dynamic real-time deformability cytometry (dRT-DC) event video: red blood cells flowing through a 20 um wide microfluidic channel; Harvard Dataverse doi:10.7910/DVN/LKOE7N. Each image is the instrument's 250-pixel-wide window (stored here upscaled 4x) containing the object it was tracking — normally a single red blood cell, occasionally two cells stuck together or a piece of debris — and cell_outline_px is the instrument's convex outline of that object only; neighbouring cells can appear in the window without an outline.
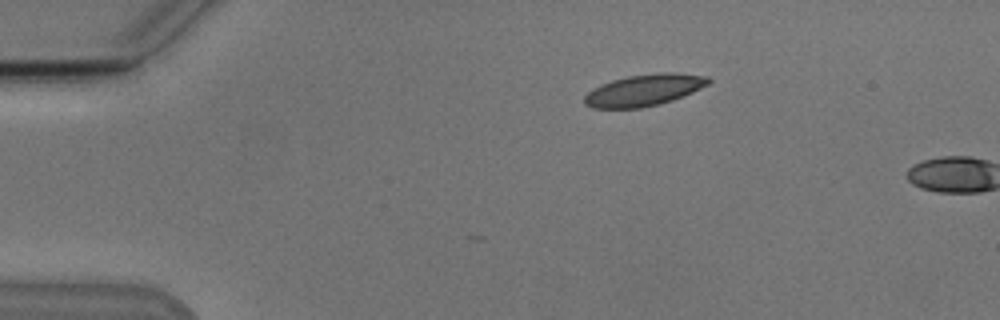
{"species": "Egyptian fruit bat (a non-hibernating species)", "species_latin": "Rousettus aegyptiacus", "temperature_condition": "cold", "stored_images_in_passage": 3, "camera_frame_rate_fps": 3000, "um_per_image_px": 0.085, "animal": {"sex": "male"}, "frame": {"image": 1, "passage_image": 1, "time_ms": 0.0, "image_size_px": [1000, 320], "cell_outline_px": [[712, 80], [708, 84], [692, 92], [672, 100], [660, 104], [640, 108], [592, 108], [584, 104], [584, 96], [592, 88], [600, 84], [612, 80], [628, 76], [656, 72], [676, 72], [708, 76]], "centroid_in_image_um": [54.73, 7.65], "position_along_channel_um": 30.3, "area_um2": 23.0}}